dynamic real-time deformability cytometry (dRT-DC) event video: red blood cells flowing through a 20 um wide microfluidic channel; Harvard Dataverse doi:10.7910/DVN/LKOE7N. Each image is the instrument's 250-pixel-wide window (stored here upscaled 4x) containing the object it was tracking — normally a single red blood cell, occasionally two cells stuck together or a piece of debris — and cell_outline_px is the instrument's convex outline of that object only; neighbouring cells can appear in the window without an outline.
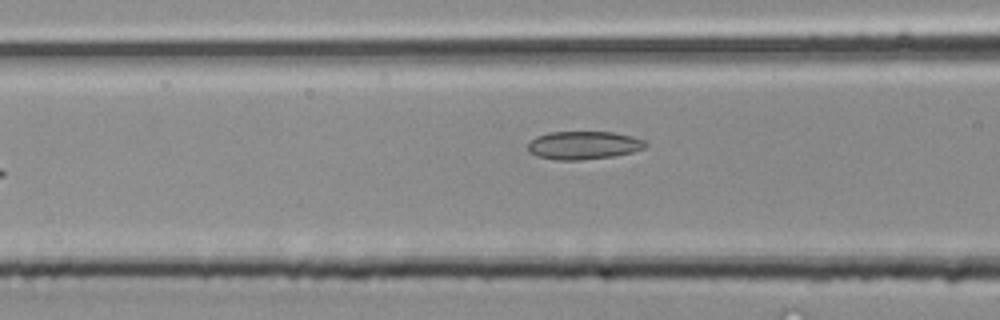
{"species": "common noctule bat (a hibernating species)", "species_latin": "Nyctalus noctula", "temperature_condition": "room temperature", "stored_images_in_passage": 5, "camera_frame_rate_fps": 3000, "um_per_image_px": 0.085, "animal": {"sex": "male", "body_mass_g": 20.4}, "frame": {"image": 1, "passage_image": 5, "time_ms": 1.333, "image_size_px": [1000, 320], "cell_outline_px": [[648, 144], [644, 148], [632, 152], [616, 156], [580, 160], [556, 160], [536, 156], [528, 152], [528, 144], [536, 136], [548, 132], [612, 132], [632, 136], [644, 140]], "centroid_in_image_um": [49.6, 12.35], "position_along_channel_um": 117.0, "area_um2": 19.42}}